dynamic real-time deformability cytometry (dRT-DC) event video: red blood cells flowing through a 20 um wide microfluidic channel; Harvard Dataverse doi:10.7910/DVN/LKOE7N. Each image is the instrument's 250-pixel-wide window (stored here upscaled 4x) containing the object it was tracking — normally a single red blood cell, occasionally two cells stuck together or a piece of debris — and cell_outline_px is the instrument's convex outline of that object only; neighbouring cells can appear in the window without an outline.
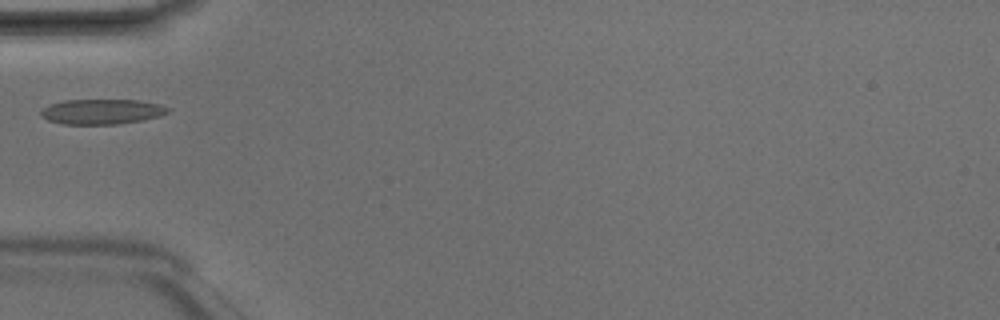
{"species": "Egyptian fruit bat (a non-hibernating species)", "species_latin": "Rousettus aegyptiacus", "temperature_condition": "room temperature", "stored_images_in_passage": 5, "camera_frame_rate_fps": 3000, "um_per_image_px": 0.085, "animal": {"sex": "male"}, "frame": {"image": 1, "passage_image": 4, "time_ms": 1.0, "image_size_px": [1000, 320], "cell_outline_px": [[172, 108], [168, 112], [160, 116], [140, 120], [116, 124], [60, 124], [48, 120], [40, 116], [40, 108], [48, 104], [64, 100], [140, 100], [160, 104]], "centroid_in_image_um": [8.61, 9.48], "position_along_channel_um": 76.4, "area_um2": 18.79}}